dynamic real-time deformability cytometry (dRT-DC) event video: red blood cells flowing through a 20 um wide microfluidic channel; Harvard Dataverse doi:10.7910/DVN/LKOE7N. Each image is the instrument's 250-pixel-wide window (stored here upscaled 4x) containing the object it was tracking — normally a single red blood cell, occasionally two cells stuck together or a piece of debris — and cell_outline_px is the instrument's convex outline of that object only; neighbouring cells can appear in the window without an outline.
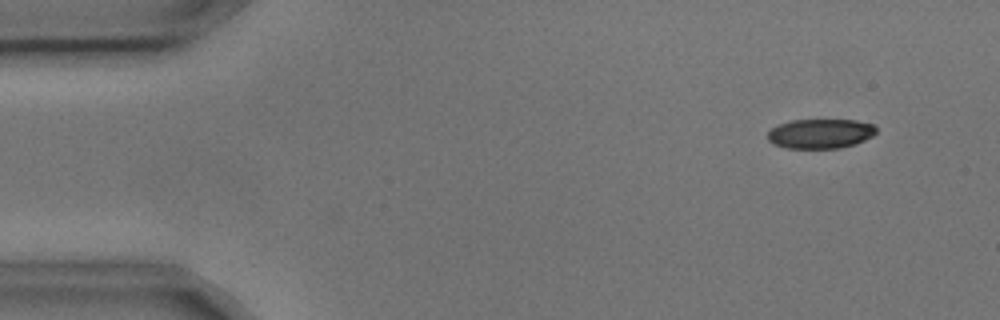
{"species": "common noctule bat (a hibernating species)", "species_latin": "Nyctalus noctula", "temperature_condition": "cold", "stored_images_in_passage": 5, "camera_frame_rate_fps": 3000, "um_per_image_px": 0.085, "animal": {"sex": "male", "body_mass_g": 17.9, "forearm_length_mm": 54.2}, "frame": {"image": 1, "passage_image": 2, "time_ms": 0.333, "image_size_px": [1000, 320], "cell_outline_px": [[876, 132], [872, 136], [856, 144], [840, 148], [784, 148], [772, 144], [768, 140], [768, 132], [772, 128], [780, 124], [792, 120], [856, 120], [872, 124], [876, 128]], "centroid_in_image_um": [69.72, 11.37], "position_along_channel_um": 15.3, "area_um2": 18.73}}